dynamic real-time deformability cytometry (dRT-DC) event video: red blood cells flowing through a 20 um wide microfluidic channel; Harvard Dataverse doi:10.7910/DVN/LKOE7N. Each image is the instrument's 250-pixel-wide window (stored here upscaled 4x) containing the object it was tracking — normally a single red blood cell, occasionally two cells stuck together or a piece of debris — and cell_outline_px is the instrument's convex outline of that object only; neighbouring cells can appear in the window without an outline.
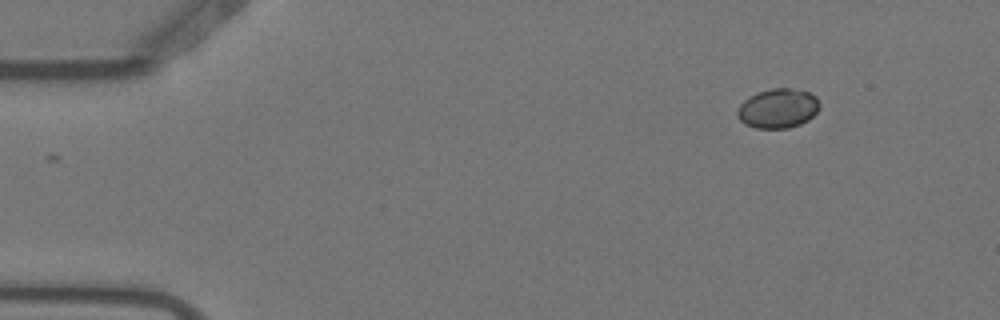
{"species": "Egyptian fruit bat (a non-hibernating species)", "species_latin": "Rousettus aegyptiacus", "temperature_condition": "warm", "stored_images_in_passage": 2, "camera_frame_rate_fps": 3000, "um_per_image_px": 0.085, "animal": {"sex": "female"}, "frame": {"image": 1, "passage_image": 2, "time_ms": 0.333, "image_size_px": [1000, 320], "cell_outline_px": [[820, 108], [808, 120], [800, 124], [788, 128], [756, 128], [744, 124], [736, 116], [736, 112], [740, 104], [744, 100], [756, 92], [772, 88], [792, 88], [812, 92], [816, 96], [820, 104]], "centroid_in_image_um": [66.13, 9.2], "position_along_channel_um": 18.9, "area_um2": 19.19}}